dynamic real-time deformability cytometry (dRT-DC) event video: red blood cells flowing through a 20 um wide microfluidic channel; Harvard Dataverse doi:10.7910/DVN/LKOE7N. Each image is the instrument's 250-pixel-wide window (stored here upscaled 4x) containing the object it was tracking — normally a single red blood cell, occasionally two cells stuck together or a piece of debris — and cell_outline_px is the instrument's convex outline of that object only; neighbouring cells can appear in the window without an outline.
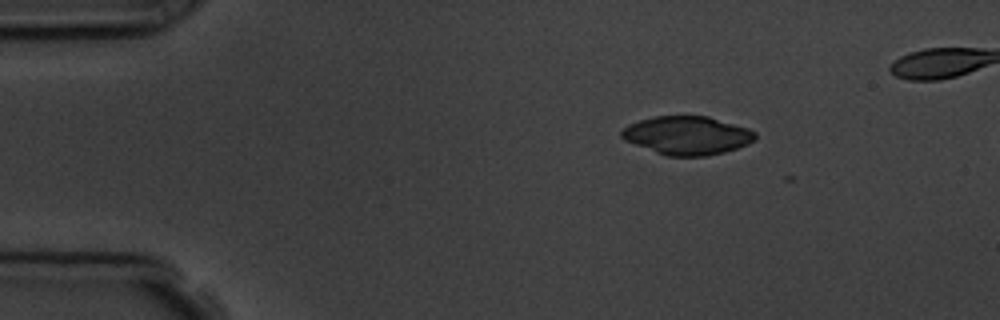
{"species": "common noctule bat (a hibernating species)", "species_latin": "Nyctalus noctula", "temperature_condition": "room temperature", "stored_images_in_passage": 2, "camera_frame_rate_fps": 3000, "um_per_image_px": 0.085, "animal": {"sex": "male", "body_mass_g": 19.5, "forearm_length_mm": 54.6}, "frame": {"image": 1, "passage_image": 1, "time_ms": 0.0, "image_size_px": [1000, 320], "cell_outline_px": [[756, 140], [748, 144], [724, 152], [708, 156], [668, 156], [656, 152], [624, 140], [620, 136], [620, 132], [628, 124], [652, 116], [708, 116], [748, 128], [756, 132]], "centroid_in_image_um": [58.42, 11.51], "position_along_channel_um": 26.6, "area_um2": 29.94}}